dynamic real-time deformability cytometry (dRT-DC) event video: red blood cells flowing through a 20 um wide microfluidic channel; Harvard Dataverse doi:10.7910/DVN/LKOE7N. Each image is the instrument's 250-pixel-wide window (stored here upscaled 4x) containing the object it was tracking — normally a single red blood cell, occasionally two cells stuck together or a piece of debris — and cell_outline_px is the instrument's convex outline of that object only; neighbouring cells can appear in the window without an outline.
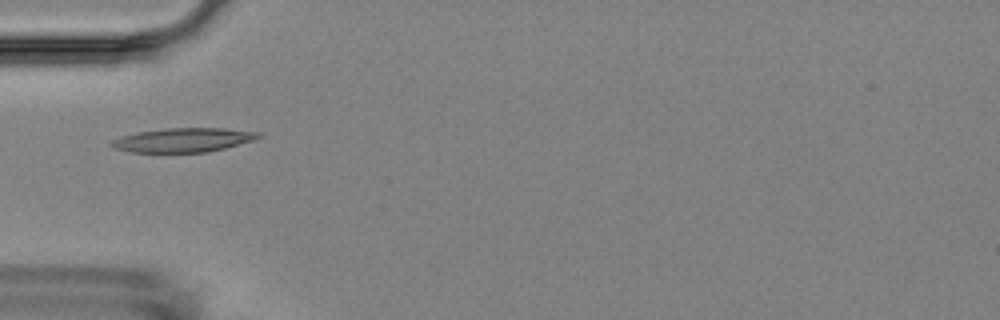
{"species": "Egyptian fruit bat (a non-hibernating species)", "species_latin": "Rousettus aegyptiacus", "temperature_condition": "room temperature", "stored_images_in_passage": 1, "camera_frame_rate_fps": 3000, "um_per_image_px": 0.085, "animal": {"sex": "female"}, "frame": {"image": 1, "passage_image": 1, "time_ms": 0.0, "image_size_px": [1000, 320], "cell_outline_px": [[264, 136], [252, 140], [224, 148], [204, 152], [132, 152], [116, 148], [108, 144], [112, 140], [120, 136], [136, 132], [164, 128], [224, 128], [260, 132]], "centroid_in_image_um": [15.56, 11.89], "position_along_channel_um": 69.4, "area_um2": 20.58}}